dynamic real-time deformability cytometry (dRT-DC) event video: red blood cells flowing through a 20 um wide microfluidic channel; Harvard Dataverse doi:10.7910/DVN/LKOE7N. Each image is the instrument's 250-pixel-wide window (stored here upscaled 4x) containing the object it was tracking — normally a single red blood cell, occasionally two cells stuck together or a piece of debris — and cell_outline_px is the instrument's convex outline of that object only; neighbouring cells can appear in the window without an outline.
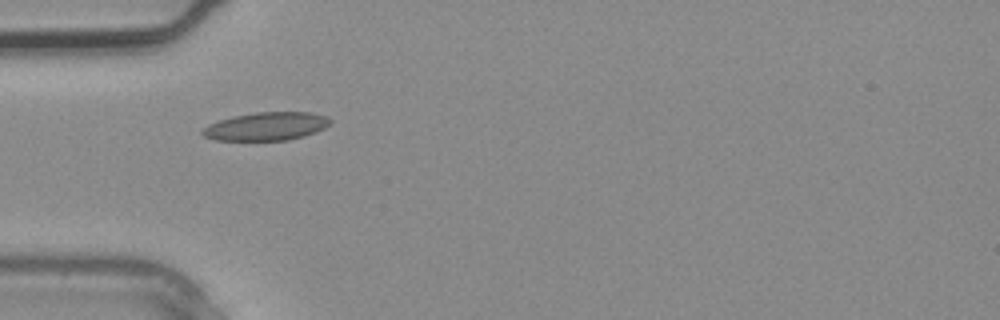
{"species": "common noctule bat (a hibernating species)", "species_latin": "Nyctalus noctula", "temperature_condition": "warm", "stored_images_in_passage": 3, "camera_frame_rate_fps": 3000, "um_per_image_px": 0.085, "animal": {"sex": "male", "body_mass_g": 20.4}, "frame": {"image": 1, "passage_image": 3, "time_ms": 0.667, "image_size_px": [1000, 320], "cell_outline_px": [[332, 124], [316, 132], [304, 136], [288, 140], [216, 140], [204, 136], [200, 132], [208, 124], [232, 116], [256, 112], [312, 112], [328, 116], [332, 120]], "centroid_in_image_um": [22.68, 10.73], "position_along_channel_um": 62.3, "area_um2": 21.15}}